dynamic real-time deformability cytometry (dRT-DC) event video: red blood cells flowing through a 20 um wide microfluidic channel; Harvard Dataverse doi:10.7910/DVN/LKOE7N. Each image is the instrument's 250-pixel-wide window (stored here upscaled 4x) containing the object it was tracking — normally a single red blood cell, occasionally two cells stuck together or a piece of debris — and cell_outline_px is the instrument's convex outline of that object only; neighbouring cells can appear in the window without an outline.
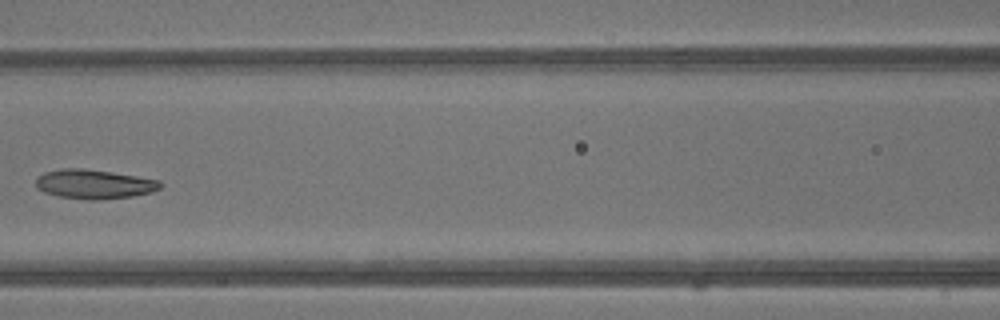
{"species": "common noctule bat (a hibernating species)", "species_latin": "Nyctalus noctula", "temperature_condition": "warm", "stored_images_in_passage": 6, "camera_frame_rate_fps": 3000, "um_per_image_px": 0.085, "animal": {"sex": "male", "body_mass_g": 13.3}, "frame": {"image": 1, "passage_image": 6, "time_ms": 1.667, "image_size_px": [1000, 320], "cell_outline_px": [[164, 184], [160, 188], [152, 192], [132, 196], [100, 200], [88, 200], [60, 196], [44, 192], [36, 188], [36, 176], [44, 172], [60, 168], [84, 168], [112, 172], [160, 180]], "centroid_in_image_um": [7.99, 15.64], "position_along_channel_um": 158.6, "area_um2": 21.44}}